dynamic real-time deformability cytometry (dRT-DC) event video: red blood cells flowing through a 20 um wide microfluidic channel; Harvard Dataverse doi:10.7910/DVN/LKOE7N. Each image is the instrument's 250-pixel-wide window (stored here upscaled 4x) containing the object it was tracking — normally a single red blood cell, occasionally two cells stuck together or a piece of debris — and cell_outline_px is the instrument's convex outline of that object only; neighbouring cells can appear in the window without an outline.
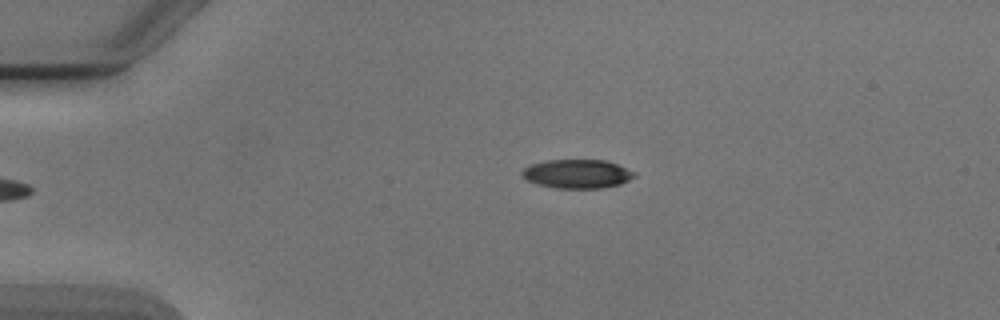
{"species": "Egyptian fruit bat (a non-hibernating species)", "species_latin": "Rousettus aegyptiacus", "temperature_condition": "cold", "stored_images_in_passage": 4, "camera_frame_rate_fps": 3000, "um_per_image_px": 0.085, "animal": {"sex": "male"}, "frame": {"image": 1, "passage_image": 4, "time_ms": 3.333, "image_size_px": [1000, 320], "cell_outline_px": [[636, 176], [620, 184], [604, 188], [556, 188], [536, 184], [520, 176], [520, 172], [528, 164], [548, 160], [608, 160], [636, 172]], "centroid_in_image_um": [49.04, 14.77], "position_along_channel_um": 36.0, "area_um2": 19.13}}